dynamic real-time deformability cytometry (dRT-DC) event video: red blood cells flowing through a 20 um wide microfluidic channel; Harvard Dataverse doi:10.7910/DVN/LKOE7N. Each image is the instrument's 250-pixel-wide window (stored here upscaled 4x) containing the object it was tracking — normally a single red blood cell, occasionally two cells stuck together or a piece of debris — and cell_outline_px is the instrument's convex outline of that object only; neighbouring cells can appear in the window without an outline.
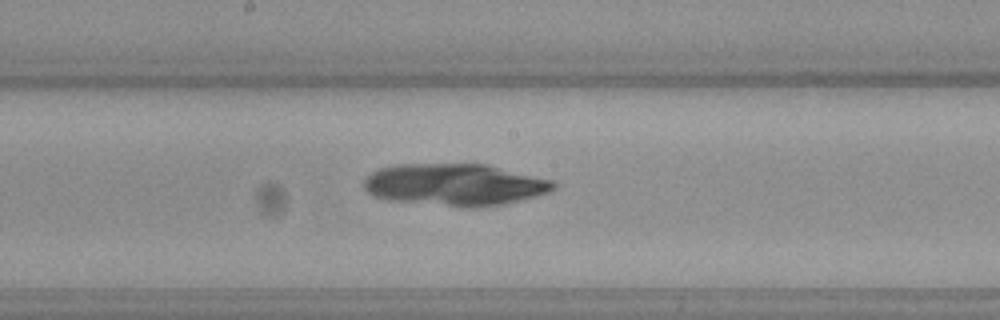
{"species": "Egyptian fruit bat (a non-hibernating species)", "species_latin": "Rousettus aegyptiacus", "temperature_condition": "warm", "stored_images_in_passage": 39, "segment_of_instrument_passage": [1, 2], "camera_frame_rate_fps": 3000, "um_per_image_px": 0.085, "frame": {"image": 1, "passage_image": 13, "time_ms": 4.0, "image_size_px": [1000, 320], "cell_outline_px": [[552, 184], [548, 188], [536, 192], [504, 200], [476, 204], [460, 204], [392, 196], [376, 192], [368, 188], [368, 180], [372, 176], [380, 172], [396, 168], [488, 168]], "centroid_in_image_um": [38.58, 15.7], "position_along_channel_um": 209.6, "area_um2": 35.37}}
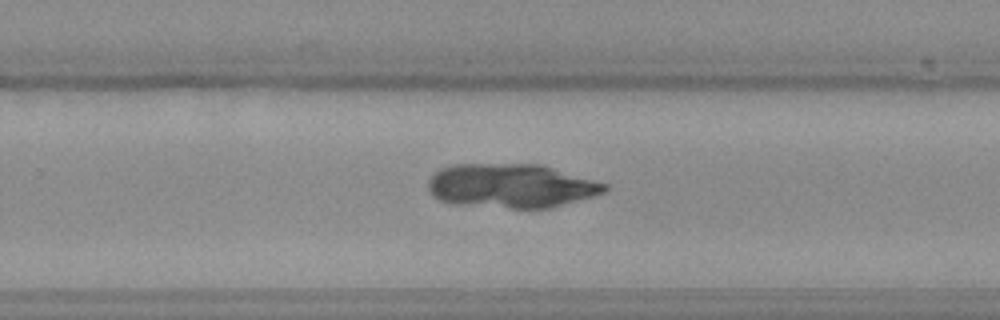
{"frame": {"image": 2, "passage_image": 19, "time_ms": 6.0, "image_size_px": [1000, 320], "cell_outline_px": [[604, 188], [596, 192], [552, 204], [528, 208], [448, 200], [440, 196], [432, 188], [432, 180], [440, 172], [452, 168], [544, 168], [604, 184]], "centroid_in_image_um": [43.47, 15.84], "position_along_channel_um": 286.3, "area_um2": 37.22}}
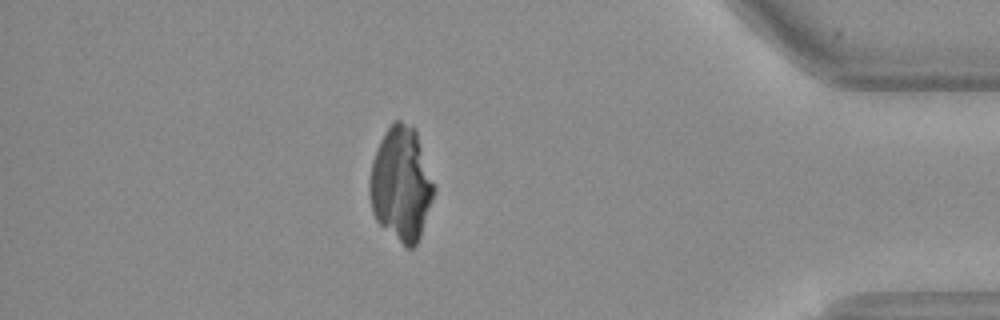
{"frame": {"image": 3, "passage_image": 31, "time_ms": 10.0, "image_size_px": [1000, 320], "cell_outline_px": [[432, 196], [416, 240], [412, 244], [404, 244], [376, 216], [372, 204], [372, 168], [380, 144], [384, 136], [392, 124], [396, 120], [412, 128], [432, 184]], "centroid_in_image_um": [34.07, 15.6], "position_along_channel_um": 401.1, "area_um2": 37.92}}